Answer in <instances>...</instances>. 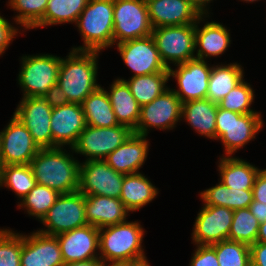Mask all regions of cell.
Instances as JSON below:
<instances>
[{"label": "cell", "mask_w": 266, "mask_h": 266, "mask_svg": "<svg viewBox=\"0 0 266 266\" xmlns=\"http://www.w3.org/2000/svg\"><path fill=\"white\" fill-rule=\"evenodd\" d=\"M30 166L39 185L60 194L73 193L79 189L80 162L64 147L40 149Z\"/></svg>", "instance_id": "obj_1"}, {"label": "cell", "mask_w": 266, "mask_h": 266, "mask_svg": "<svg viewBox=\"0 0 266 266\" xmlns=\"http://www.w3.org/2000/svg\"><path fill=\"white\" fill-rule=\"evenodd\" d=\"M100 52L70 50L61 58L57 84L70 103L82 104L84 99L101 85L97 84Z\"/></svg>", "instance_id": "obj_2"}, {"label": "cell", "mask_w": 266, "mask_h": 266, "mask_svg": "<svg viewBox=\"0 0 266 266\" xmlns=\"http://www.w3.org/2000/svg\"><path fill=\"white\" fill-rule=\"evenodd\" d=\"M144 228L137 221H124L99 229V256L104 264H120L146 257Z\"/></svg>", "instance_id": "obj_3"}, {"label": "cell", "mask_w": 266, "mask_h": 266, "mask_svg": "<svg viewBox=\"0 0 266 266\" xmlns=\"http://www.w3.org/2000/svg\"><path fill=\"white\" fill-rule=\"evenodd\" d=\"M114 0H88L80 13L76 27L82 36L83 46L72 50L101 52L114 45Z\"/></svg>", "instance_id": "obj_4"}, {"label": "cell", "mask_w": 266, "mask_h": 266, "mask_svg": "<svg viewBox=\"0 0 266 266\" xmlns=\"http://www.w3.org/2000/svg\"><path fill=\"white\" fill-rule=\"evenodd\" d=\"M216 140L223 143L225 156H232L243 148L264 125L261 113L239 114L217 107Z\"/></svg>", "instance_id": "obj_5"}, {"label": "cell", "mask_w": 266, "mask_h": 266, "mask_svg": "<svg viewBox=\"0 0 266 266\" xmlns=\"http://www.w3.org/2000/svg\"><path fill=\"white\" fill-rule=\"evenodd\" d=\"M18 84L23 97H42L57 84L61 57L50 54L23 55Z\"/></svg>", "instance_id": "obj_6"}, {"label": "cell", "mask_w": 266, "mask_h": 266, "mask_svg": "<svg viewBox=\"0 0 266 266\" xmlns=\"http://www.w3.org/2000/svg\"><path fill=\"white\" fill-rule=\"evenodd\" d=\"M160 58L167 69L183 64L195 57V24L153 28Z\"/></svg>", "instance_id": "obj_7"}, {"label": "cell", "mask_w": 266, "mask_h": 266, "mask_svg": "<svg viewBox=\"0 0 266 266\" xmlns=\"http://www.w3.org/2000/svg\"><path fill=\"white\" fill-rule=\"evenodd\" d=\"M114 45L152 35L148 6L144 0H114Z\"/></svg>", "instance_id": "obj_8"}, {"label": "cell", "mask_w": 266, "mask_h": 266, "mask_svg": "<svg viewBox=\"0 0 266 266\" xmlns=\"http://www.w3.org/2000/svg\"><path fill=\"white\" fill-rule=\"evenodd\" d=\"M40 222L46 227L38 232L56 236L60 233L87 225L85 213V195L79 191L60 194L54 205Z\"/></svg>", "instance_id": "obj_9"}, {"label": "cell", "mask_w": 266, "mask_h": 266, "mask_svg": "<svg viewBox=\"0 0 266 266\" xmlns=\"http://www.w3.org/2000/svg\"><path fill=\"white\" fill-rule=\"evenodd\" d=\"M134 132L127 126L92 127L87 125L79 135L71 152L86 156V161L104 160Z\"/></svg>", "instance_id": "obj_10"}, {"label": "cell", "mask_w": 266, "mask_h": 266, "mask_svg": "<svg viewBox=\"0 0 266 266\" xmlns=\"http://www.w3.org/2000/svg\"><path fill=\"white\" fill-rule=\"evenodd\" d=\"M181 112L182 102L169 88L152 102L141 106L140 119L133 132L147 137L150 128L172 130L182 120Z\"/></svg>", "instance_id": "obj_11"}, {"label": "cell", "mask_w": 266, "mask_h": 266, "mask_svg": "<svg viewBox=\"0 0 266 266\" xmlns=\"http://www.w3.org/2000/svg\"><path fill=\"white\" fill-rule=\"evenodd\" d=\"M124 174L116 172L104 160L80 163L79 189L84 195L120 198Z\"/></svg>", "instance_id": "obj_12"}, {"label": "cell", "mask_w": 266, "mask_h": 266, "mask_svg": "<svg viewBox=\"0 0 266 266\" xmlns=\"http://www.w3.org/2000/svg\"><path fill=\"white\" fill-rule=\"evenodd\" d=\"M39 150L28 129L13 115L8 125L0 132L2 164H30Z\"/></svg>", "instance_id": "obj_13"}, {"label": "cell", "mask_w": 266, "mask_h": 266, "mask_svg": "<svg viewBox=\"0 0 266 266\" xmlns=\"http://www.w3.org/2000/svg\"><path fill=\"white\" fill-rule=\"evenodd\" d=\"M115 45L124 63L134 72L131 77L169 72L160 58L152 35Z\"/></svg>", "instance_id": "obj_14"}, {"label": "cell", "mask_w": 266, "mask_h": 266, "mask_svg": "<svg viewBox=\"0 0 266 266\" xmlns=\"http://www.w3.org/2000/svg\"><path fill=\"white\" fill-rule=\"evenodd\" d=\"M206 60L191 59L183 64L170 67L169 77L176 78L178 90L172 89L182 103L206 99L209 85V76L212 66Z\"/></svg>", "instance_id": "obj_15"}, {"label": "cell", "mask_w": 266, "mask_h": 266, "mask_svg": "<svg viewBox=\"0 0 266 266\" xmlns=\"http://www.w3.org/2000/svg\"><path fill=\"white\" fill-rule=\"evenodd\" d=\"M52 110L42 97H22L13 114L28 129L40 149L52 148Z\"/></svg>", "instance_id": "obj_16"}, {"label": "cell", "mask_w": 266, "mask_h": 266, "mask_svg": "<svg viewBox=\"0 0 266 266\" xmlns=\"http://www.w3.org/2000/svg\"><path fill=\"white\" fill-rule=\"evenodd\" d=\"M234 210L221 206H206L197 214L193 225L195 245H212L228 239Z\"/></svg>", "instance_id": "obj_17"}, {"label": "cell", "mask_w": 266, "mask_h": 266, "mask_svg": "<svg viewBox=\"0 0 266 266\" xmlns=\"http://www.w3.org/2000/svg\"><path fill=\"white\" fill-rule=\"evenodd\" d=\"M52 148H72L78 141L79 135L87 126L81 104L69 103L53 107L51 113Z\"/></svg>", "instance_id": "obj_18"}, {"label": "cell", "mask_w": 266, "mask_h": 266, "mask_svg": "<svg viewBox=\"0 0 266 266\" xmlns=\"http://www.w3.org/2000/svg\"><path fill=\"white\" fill-rule=\"evenodd\" d=\"M64 263L100 258L99 229L85 225L56 235ZM98 253V254H97Z\"/></svg>", "instance_id": "obj_19"}, {"label": "cell", "mask_w": 266, "mask_h": 266, "mask_svg": "<svg viewBox=\"0 0 266 266\" xmlns=\"http://www.w3.org/2000/svg\"><path fill=\"white\" fill-rule=\"evenodd\" d=\"M64 261L56 236L38 231L22 234L20 266H63Z\"/></svg>", "instance_id": "obj_20"}, {"label": "cell", "mask_w": 266, "mask_h": 266, "mask_svg": "<svg viewBox=\"0 0 266 266\" xmlns=\"http://www.w3.org/2000/svg\"><path fill=\"white\" fill-rule=\"evenodd\" d=\"M147 6L153 28L196 24L202 16L188 0H152Z\"/></svg>", "instance_id": "obj_21"}, {"label": "cell", "mask_w": 266, "mask_h": 266, "mask_svg": "<svg viewBox=\"0 0 266 266\" xmlns=\"http://www.w3.org/2000/svg\"><path fill=\"white\" fill-rule=\"evenodd\" d=\"M149 143L146 136L133 133L104 161L118 173L124 175L138 173L146 161Z\"/></svg>", "instance_id": "obj_22"}, {"label": "cell", "mask_w": 266, "mask_h": 266, "mask_svg": "<svg viewBox=\"0 0 266 266\" xmlns=\"http://www.w3.org/2000/svg\"><path fill=\"white\" fill-rule=\"evenodd\" d=\"M207 17L202 15L195 24V57L201 60L222 55L231 44L230 32L221 23L207 21L203 27L198 26Z\"/></svg>", "instance_id": "obj_23"}, {"label": "cell", "mask_w": 266, "mask_h": 266, "mask_svg": "<svg viewBox=\"0 0 266 266\" xmlns=\"http://www.w3.org/2000/svg\"><path fill=\"white\" fill-rule=\"evenodd\" d=\"M129 212L118 198L85 195L86 221L98 229L126 221Z\"/></svg>", "instance_id": "obj_24"}, {"label": "cell", "mask_w": 266, "mask_h": 266, "mask_svg": "<svg viewBox=\"0 0 266 266\" xmlns=\"http://www.w3.org/2000/svg\"><path fill=\"white\" fill-rule=\"evenodd\" d=\"M106 93L119 125L127 126L134 131L140 119L141 106L131 94L127 83L115 79Z\"/></svg>", "instance_id": "obj_25"}, {"label": "cell", "mask_w": 266, "mask_h": 266, "mask_svg": "<svg viewBox=\"0 0 266 266\" xmlns=\"http://www.w3.org/2000/svg\"><path fill=\"white\" fill-rule=\"evenodd\" d=\"M218 104L209 99L182 103L181 118L201 136L216 140V114Z\"/></svg>", "instance_id": "obj_26"}, {"label": "cell", "mask_w": 266, "mask_h": 266, "mask_svg": "<svg viewBox=\"0 0 266 266\" xmlns=\"http://www.w3.org/2000/svg\"><path fill=\"white\" fill-rule=\"evenodd\" d=\"M219 161L220 181L225 186L232 189L252 190L255 179L261 169L233 156H222Z\"/></svg>", "instance_id": "obj_27"}, {"label": "cell", "mask_w": 266, "mask_h": 266, "mask_svg": "<svg viewBox=\"0 0 266 266\" xmlns=\"http://www.w3.org/2000/svg\"><path fill=\"white\" fill-rule=\"evenodd\" d=\"M158 193V188L144 174L138 172L124 175L119 199L130 212H134L152 202Z\"/></svg>", "instance_id": "obj_28"}, {"label": "cell", "mask_w": 266, "mask_h": 266, "mask_svg": "<svg viewBox=\"0 0 266 266\" xmlns=\"http://www.w3.org/2000/svg\"><path fill=\"white\" fill-rule=\"evenodd\" d=\"M243 67L236 63L212 65L206 98L220 102L244 78Z\"/></svg>", "instance_id": "obj_29"}, {"label": "cell", "mask_w": 266, "mask_h": 266, "mask_svg": "<svg viewBox=\"0 0 266 266\" xmlns=\"http://www.w3.org/2000/svg\"><path fill=\"white\" fill-rule=\"evenodd\" d=\"M86 124L92 127H114L119 125L110 103L106 89L97 88L81 104Z\"/></svg>", "instance_id": "obj_30"}, {"label": "cell", "mask_w": 266, "mask_h": 266, "mask_svg": "<svg viewBox=\"0 0 266 266\" xmlns=\"http://www.w3.org/2000/svg\"><path fill=\"white\" fill-rule=\"evenodd\" d=\"M203 205L221 206L232 210L249 208L253 202L252 190L232 189L221 181L209 189L200 192Z\"/></svg>", "instance_id": "obj_31"}, {"label": "cell", "mask_w": 266, "mask_h": 266, "mask_svg": "<svg viewBox=\"0 0 266 266\" xmlns=\"http://www.w3.org/2000/svg\"><path fill=\"white\" fill-rule=\"evenodd\" d=\"M169 72H158L149 75H141L131 77L124 80L130 88L131 94L134 96L140 106L152 102L155 98L163 94L167 89L169 80Z\"/></svg>", "instance_id": "obj_32"}, {"label": "cell", "mask_w": 266, "mask_h": 266, "mask_svg": "<svg viewBox=\"0 0 266 266\" xmlns=\"http://www.w3.org/2000/svg\"><path fill=\"white\" fill-rule=\"evenodd\" d=\"M88 0H48L44 17L32 28L75 23Z\"/></svg>", "instance_id": "obj_33"}, {"label": "cell", "mask_w": 266, "mask_h": 266, "mask_svg": "<svg viewBox=\"0 0 266 266\" xmlns=\"http://www.w3.org/2000/svg\"><path fill=\"white\" fill-rule=\"evenodd\" d=\"M37 185L30 164L3 165L0 187L13 190L21 200Z\"/></svg>", "instance_id": "obj_34"}, {"label": "cell", "mask_w": 266, "mask_h": 266, "mask_svg": "<svg viewBox=\"0 0 266 266\" xmlns=\"http://www.w3.org/2000/svg\"><path fill=\"white\" fill-rule=\"evenodd\" d=\"M60 193L44 185L37 184L18 203V208H25L29 216L36 217L40 221L54 205Z\"/></svg>", "instance_id": "obj_35"}, {"label": "cell", "mask_w": 266, "mask_h": 266, "mask_svg": "<svg viewBox=\"0 0 266 266\" xmlns=\"http://www.w3.org/2000/svg\"><path fill=\"white\" fill-rule=\"evenodd\" d=\"M259 226L260 221L250 212L249 208L236 209L228 239L251 246L257 241Z\"/></svg>", "instance_id": "obj_36"}, {"label": "cell", "mask_w": 266, "mask_h": 266, "mask_svg": "<svg viewBox=\"0 0 266 266\" xmlns=\"http://www.w3.org/2000/svg\"><path fill=\"white\" fill-rule=\"evenodd\" d=\"M216 252L219 266H249L250 246L226 239L211 245Z\"/></svg>", "instance_id": "obj_37"}, {"label": "cell", "mask_w": 266, "mask_h": 266, "mask_svg": "<svg viewBox=\"0 0 266 266\" xmlns=\"http://www.w3.org/2000/svg\"><path fill=\"white\" fill-rule=\"evenodd\" d=\"M48 0H8V6L17 12L15 23L23 29H32L43 17Z\"/></svg>", "instance_id": "obj_38"}, {"label": "cell", "mask_w": 266, "mask_h": 266, "mask_svg": "<svg viewBox=\"0 0 266 266\" xmlns=\"http://www.w3.org/2000/svg\"><path fill=\"white\" fill-rule=\"evenodd\" d=\"M254 97L253 88L243 79L217 104L222 109L239 114L260 113L250 108L254 102Z\"/></svg>", "instance_id": "obj_39"}, {"label": "cell", "mask_w": 266, "mask_h": 266, "mask_svg": "<svg viewBox=\"0 0 266 266\" xmlns=\"http://www.w3.org/2000/svg\"><path fill=\"white\" fill-rule=\"evenodd\" d=\"M22 233L0 228V266H20Z\"/></svg>", "instance_id": "obj_40"}, {"label": "cell", "mask_w": 266, "mask_h": 266, "mask_svg": "<svg viewBox=\"0 0 266 266\" xmlns=\"http://www.w3.org/2000/svg\"><path fill=\"white\" fill-rule=\"evenodd\" d=\"M189 266H219L215 249L211 245H196Z\"/></svg>", "instance_id": "obj_41"}, {"label": "cell", "mask_w": 266, "mask_h": 266, "mask_svg": "<svg viewBox=\"0 0 266 266\" xmlns=\"http://www.w3.org/2000/svg\"><path fill=\"white\" fill-rule=\"evenodd\" d=\"M20 31L0 15V56L8 49L10 43Z\"/></svg>", "instance_id": "obj_42"}, {"label": "cell", "mask_w": 266, "mask_h": 266, "mask_svg": "<svg viewBox=\"0 0 266 266\" xmlns=\"http://www.w3.org/2000/svg\"><path fill=\"white\" fill-rule=\"evenodd\" d=\"M43 99L53 108L69 104V100L63 92L62 88L55 84L43 96Z\"/></svg>", "instance_id": "obj_43"}, {"label": "cell", "mask_w": 266, "mask_h": 266, "mask_svg": "<svg viewBox=\"0 0 266 266\" xmlns=\"http://www.w3.org/2000/svg\"><path fill=\"white\" fill-rule=\"evenodd\" d=\"M253 201L266 204V169H261L252 188Z\"/></svg>", "instance_id": "obj_44"}, {"label": "cell", "mask_w": 266, "mask_h": 266, "mask_svg": "<svg viewBox=\"0 0 266 266\" xmlns=\"http://www.w3.org/2000/svg\"><path fill=\"white\" fill-rule=\"evenodd\" d=\"M251 262L257 266H266V243L256 242L250 246Z\"/></svg>", "instance_id": "obj_45"}, {"label": "cell", "mask_w": 266, "mask_h": 266, "mask_svg": "<svg viewBox=\"0 0 266 266\" xmlns=\"http://www.w3.org/2000/svg\"><path fill=\"white\" fill-rule=\"evenodd\" d=\"M249 210L260 222L266 220V204L253 201L249 206Z\"/></svg>", "instance_id": "obj_46"}, {"label": "cell", "mask_w": 266, "mask_h": 266, "mask_svg": "<svg viewBox=\"0 0 266 266\" xmlns=\"http://www.w3.org/2000/svg\"><path fill=\"white\" fill-rule=\"evenodd\" d=\"M104 262L100 258L89 259L85 261H74L64 263L63 266H102Z\"/></svg>", "instance_id": "obj_47"}, {"label": "cell", "mask_w": 266, "mask_h": 266, "mask_svg": "<svg viewBox=\"0 0 266 266\" xmlns=\"http://www.w3.org/2000/svg\"><path fill=\"white\" fill-rule=\"evenodd\" d=\"M193 4L202 15H209V7H207L213 0H188Z\"/></svg>", "instance_id": "obj_48"}, {"label": "cell", "mask_w": 266, "mask_h": 266, "mask_svg": "<svg viewBox=\"0 0 266 266\" xmlns=\"http://www.w3.org/2000/svg\"><path fill=\"white\" fill-rule=\"evenodd\" d=\"M120 265L121 266H151L147 261V257H144L138 260L120 263Z\"/></svg>", "instance_id": "obj_49"}, {"label": "cell", "mask_w": 266, "mask_h": 266, "mask_svg": "<svg viewBox=\"0 0 266 266\" xmlns=\"http://www.w3.org/2000/svg\"><path fill=\"white\" fill-rule=\"evenodd\" d=\"M256 242H265L266 243V220L260 222L257 241Z\"/></svg>", "instance_id": "obj_50"}, {"label": "cell", "mask_w": 266, "mask_h": 266, "mask_svg": "<svg viewBox=\"0 0 266 266\" xmlns=\"http://www.w3.org/2000/svg\"><path fill=\"white\" fill-rule=\"evenodd\" d=\"M2 168H3V164L1 161V157H0V180H1V175H2Z\"/></svg>", "instance_id": "obj_51"}, {"label": "cell", "mask_w": 266, "mask_h": 266, "mask_svg": "<svg viewBox=\"0 0 266 266\" xmlns=\"http://www.w3.org/2000/svg\"><path fill=\"white\" fill-rule=\"evenodd\" d=\"M102 266H121L120 264H103Z\"/></svg>", "instance_id": "obj_52"}, {"label": "cell", "mask_w": 266, "mask_h": 266, "mask_svg": "<svg viewBox=\"0 0 266 266\" xmlns=\"http://www.w3.org/2000/svg\"><path fill=\"white\" fill-rule=\"evenodd\" d=\"M241 1H244V2L246 1V3H247V2H248V3H249V2H250V3H251V2L253 3V2H255V1H259V0H241Z\"/></svg>", "instance_id": "obj_53"}, {"label": "cell", "mask_w": 266, "mask_h": 266, "mask_svg": "<svg viewBox=\"0 0 266 266\" xmlns=\"http://www.w3.org/2000/svg\"><path fill=\"white\" fill-rule=\"evenodd\" d=\"M249 266H257V265H255V264H253L252 262H250Z\"/></svg>", "instance_id": "obj_54"}]
</instances>
